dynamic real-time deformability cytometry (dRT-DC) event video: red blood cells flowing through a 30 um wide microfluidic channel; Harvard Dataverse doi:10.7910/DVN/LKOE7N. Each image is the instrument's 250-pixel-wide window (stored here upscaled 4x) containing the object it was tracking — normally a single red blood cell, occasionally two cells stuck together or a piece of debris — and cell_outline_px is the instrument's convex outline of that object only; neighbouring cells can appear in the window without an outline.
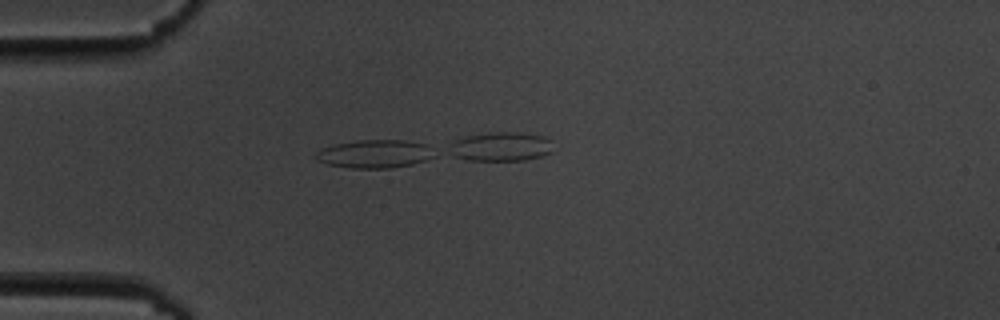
{"species": "common noctule bat (a hibernating species)", "species_latin": "Nyctalus noctula", "temperature_condition": "cold", "stored_images_in_passage": 6, "camera_frame_rate_fps": 3000, "um_per_image_px": 0.085, "animal": {"sex": "male", "body_mass_g": 19.5, "forearm_length_mm": 54.6}, "frame": {"image": 1, "passage_image": 4, "time_ms": 3.667, "image_size_px": [1000, 320], "cell_outline_px": [[436, 156], [412, 164], [388, 168], [352, 168], [328, 164], [316, 160], [316, 152], [320, 148], [332, 144], [356, 140], [404, 140], [424, 144]], "centroid_in_image_um": [31.78, 13.07], "position_along_channel_um": 53.2, "area_um2": 19.36}}
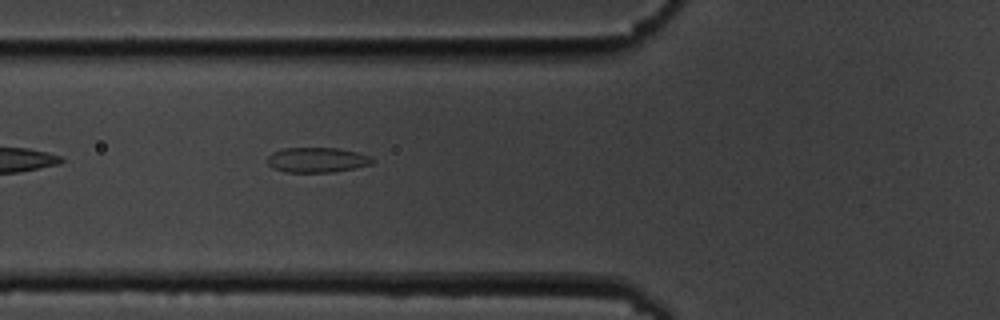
{"frame": {"image": 2, "passage_image": 6, "time_ms": 6.0, "image_size_px": [1000, 320], "cell_outline_px": [[376, 160], [372, 164], [356, 168], [336, 172], [284, 172], [272, 168], [268, 164], [268, 156], [272, 152], [284, 148], [336, 148], [356, 152], [368, 156]], "centroid_in_image_um": [26.95, 13.6], "position_along_channel_um": 98.9, "area_um2": 15.37}}